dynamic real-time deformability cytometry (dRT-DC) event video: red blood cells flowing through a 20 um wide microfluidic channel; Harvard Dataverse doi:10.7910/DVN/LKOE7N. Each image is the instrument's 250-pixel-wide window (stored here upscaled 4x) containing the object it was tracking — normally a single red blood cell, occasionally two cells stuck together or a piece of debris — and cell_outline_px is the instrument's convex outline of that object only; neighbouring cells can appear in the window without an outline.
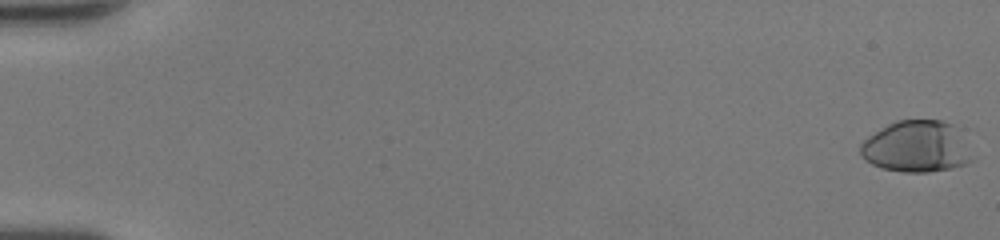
{"species": "human", "species_latin": "Homo sapiens", "temperature_condition": "room temperature", "stored_images_in_passage": 40, "camera_frame_rate_fps": 3000, "um_per_image_px": 0.085, "donor": {"sex": "female"}, "frame": {"image": 1, "passage_image": 1, "time_ms": 0.0, "image_size_px": [1000, 240], "cell_outline_px": [[972, 160], [964, 164], [952, 168], [928, 172], [904, 172], [880, 168], [864, 160], [860, 152], [860, 144], [868, 136], [888, 124], [896, 120], [940, 120], [952, 124]], "centroid_in_image_um": [77.8, 12.48], "position_along_channel_um": 7.2, "area_um2": 32.83}}